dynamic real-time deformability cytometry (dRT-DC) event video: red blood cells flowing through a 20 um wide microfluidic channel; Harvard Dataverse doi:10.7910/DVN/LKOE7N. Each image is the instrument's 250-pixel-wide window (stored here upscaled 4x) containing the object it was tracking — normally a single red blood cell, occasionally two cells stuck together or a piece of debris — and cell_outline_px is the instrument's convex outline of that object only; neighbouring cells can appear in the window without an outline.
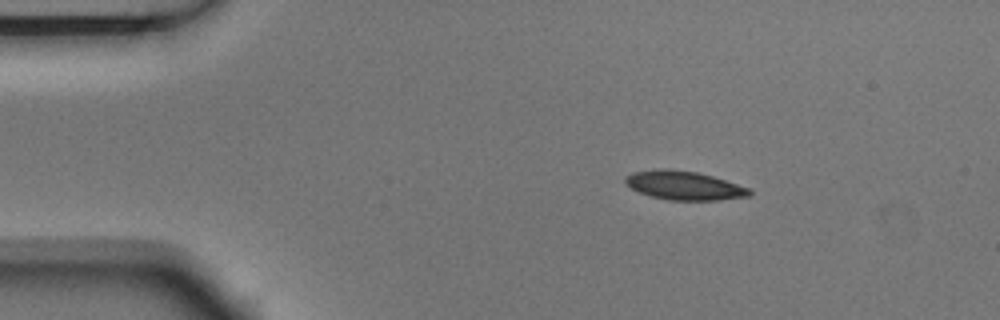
{"species": "Egyptian fruit bat (a non-hibernating species)", "species_latin": "Rousettus aegyptiacus", "temperature_condition": "room temperature", "stored_images_in_passage": 3, "camera_frame_rate_fps": 3000, "um_per_image_px": 0.085, "animal": {"sex": "male"}, "frame": {"image": 1, "passage_image": 1, "time_ms": 0.0, "image_size_px": [1000, 320], "cell_outline_px": [[752, 196], [720, 200], [668, 200], [652, 196], [640, 192], [624, 184], [624, 176], [632, 172], [660, 168], [668, 168], [696, 172], [712, 176], [752, 188]], "centroid_in_image_um": [58.17, 15.76], "position_along_channel_um": 26.8, "area_um2": 21.1}}
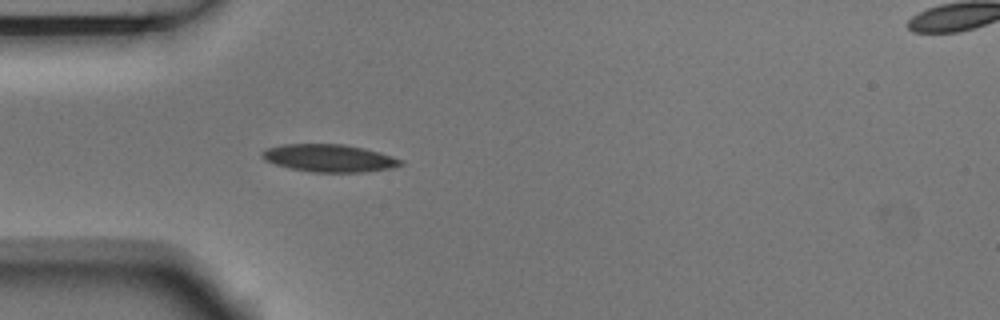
{"frame": {"image": 2, "passage_image": 3, "time_ms": 0.667, "image_size_px": [1000, 320], "cell_outline_px": [[404, 164], [392, 168], [364, 172], [312, 172], [288, 168], [264, 160], [260, 156], [260, 152], [264, 148], [284, 144], [344, 144], [364, 148], [380, 152], [404, 160]], "centroid_in_image_um": [27.97, 13.44], "position_along_channel_um": 57.0, "area_um2": 22.54}}